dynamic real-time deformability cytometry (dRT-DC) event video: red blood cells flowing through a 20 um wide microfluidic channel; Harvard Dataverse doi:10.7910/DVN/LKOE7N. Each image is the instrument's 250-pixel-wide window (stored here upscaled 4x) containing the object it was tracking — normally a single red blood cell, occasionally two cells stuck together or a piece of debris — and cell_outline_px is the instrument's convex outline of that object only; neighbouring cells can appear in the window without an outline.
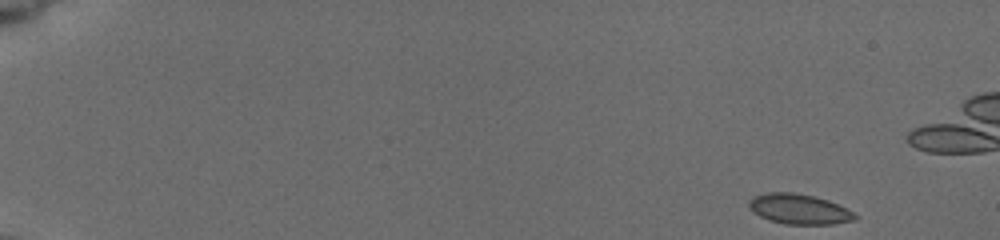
{"species": "common noctule bat (a hibernating species)", "species_latin": "Nyctalus noctula", "temperature_condition": "cold", "stored_images_in_passage": 73, "camera_frame_rate_fps": 3000, "um_per_image_px": 0.085, "animal": {"sex": "female", "body_mass_g": 19.5, "forearm_length_mm": 54.1}, "frame": {"image": 1, "passage_image": 1, "time_ms": 0.0, "image_size_px": [1000, 240], "cell_outline_px": [[860, 216], [856, 220], [832, 224], [784, 224], [760, 216], [752, 212], [748, 208], [748, 200], [756, 196], [768, 192], [792, 192], [812, 196], [828, 200]], "centroid_in_image_um": [67.91, 17.78], "position_along_channel_um": 17.1, "area_um2": 18.5}}
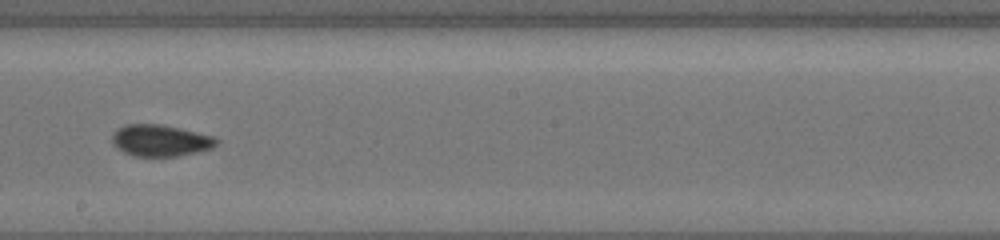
{"frame": {"image": 2, "passage_image": 40, "time_ms": 9.667, "image_size_px": [1000, 240], "cell_outline_px": [[220, 140], [212, 148], [200, 152], [176, 156], [132, 156], [116, 148], [112, 144], [112, 136], [116, 128], [128, 124], [160, 124], [180, 128], [212, 136]], "centroid_in_image_um": [13.61, 11.95], "position_along_channel_um": 234.6, "area_um2": 19.31}}
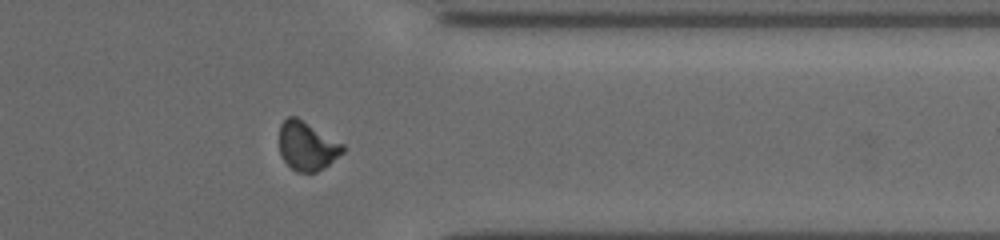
{"frame": {"image": 3, "passage_image": 63, "time_ms": 13.667, "image_size_px": [1000, 240], "cell_outline_px": [[344, 152], [324, 168], [316, 172], [296, 172], [284, 160], [280, 152], [280, 124], [288, 116], [296, 116], [344, 144]], "centroid_in_image_um": [26.11, 12.41], "position_along_channel_um": 385.3, "area_um2": 17.98}}